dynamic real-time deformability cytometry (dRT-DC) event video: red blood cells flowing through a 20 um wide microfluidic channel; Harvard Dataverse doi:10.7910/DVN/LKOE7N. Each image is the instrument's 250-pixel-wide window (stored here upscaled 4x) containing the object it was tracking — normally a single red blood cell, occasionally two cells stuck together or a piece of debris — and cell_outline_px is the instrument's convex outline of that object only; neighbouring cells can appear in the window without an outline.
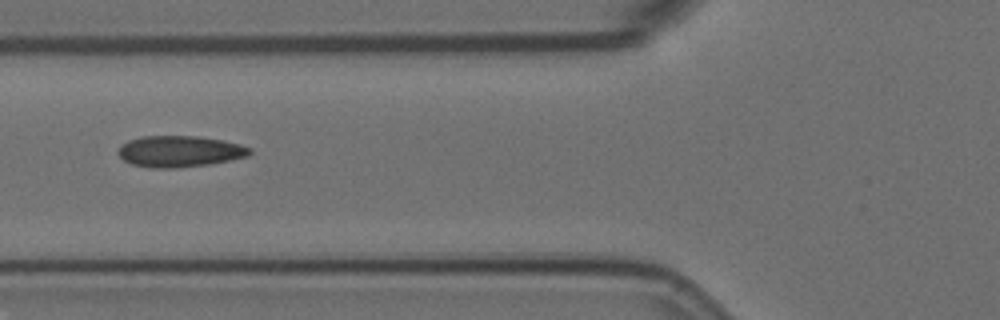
{"species": "Egyptian fruit bat (a non-hibernating species)", "species_latin": "Rousettus aegyptiacus", "temperature_condition": "room temperature", "stored_images_in_passage": 11, "camera_frame_rate_fps": 3000, "um_per_image_px": 0.085, "animal": {"sex": "female"}, "frame": {"image": 1, "passage_image": 2, "time_ms": 0.333, "image_size_px": [1000, 320], "cell_outline_px": [[252, 152], [248, 156], [208, 164], [176, 168], [148, 168], [132, 164], [124, 160], [116, 152], [120, 144], [128, 140], [140, 136], [196, 136], [224, 140], [240, 144], [252, 148]], "centroid_in_image_um": [15.24, 12.86], "position_along_channel_um": 110.6, "area_um2": 24.16}}
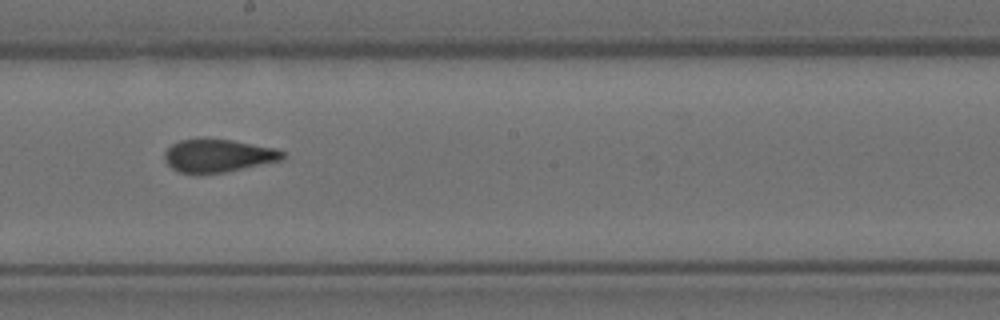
{"frame": {"image": 2, "passage_image": 5, "time_ms": 1.333, "image_size_px": [1000, 320], "cell_outline_px": [[284, 156], [280, 160], [244, 168], [224, 172], [196, 176], [180, 172], [172, 168], [164, 160], [164, 152], [172, 144], [180, 140], [232, 140], [276, 148], [284, 152]], "centroid_in_image_um": [18.5, 13.27], "position_along_channel_um": 229.7, "area_um2": 22.6}}
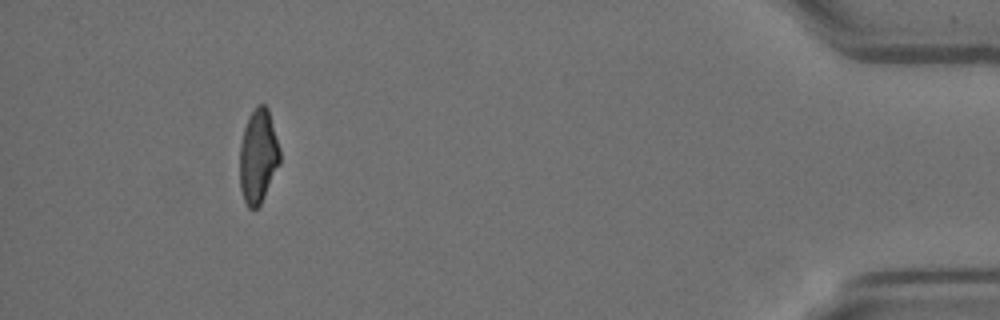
{"frame": {"image": 3, "passage_image": 10, "time_ms": 3.0, "image_size_px": [1000, 320], "cell_outline_px": [[280, 164], [260, 204], [256, 208], [248, 208], [244, 200], [240, 188], [240, 144], [244, 128], [248, 116], [256, 104], [264, 104], [268, 108], [280, 148]], "centroid_in_image_um": [21.94, 13.25], "position_along_channel_um": 413.3, "area_um2": 22.08}}